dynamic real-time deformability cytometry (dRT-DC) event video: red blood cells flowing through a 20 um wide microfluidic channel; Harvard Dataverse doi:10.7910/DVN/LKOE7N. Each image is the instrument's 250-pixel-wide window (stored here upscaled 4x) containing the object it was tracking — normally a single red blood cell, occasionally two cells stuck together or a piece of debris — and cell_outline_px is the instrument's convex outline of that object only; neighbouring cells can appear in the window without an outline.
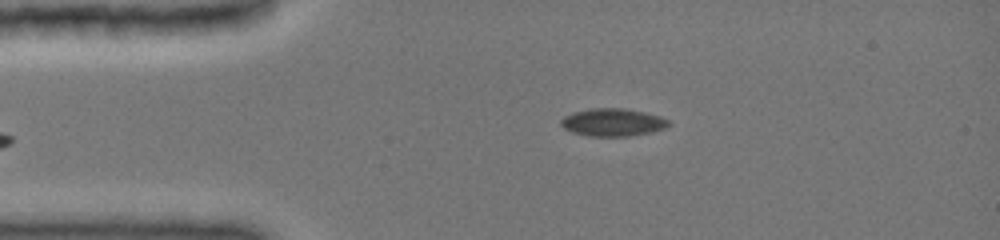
{"species": "common noctule bat (a hibernating species)", "species_latin": "Nyctalus noctula", "temperature_condition": "cold", "stored_images_in_passage": 3, "camera_frame_rate_fps": 3000, "um_per_image_px": 0.085, "animal": {"sex": "female", "body_mass_g": 19.0, "forearm_length_mm": 51.5}, "frame": {"image": 1, "passage_image": 1, "time_ms": 0.0, "image_size_px": [1000, 240], "cell_outline_px": [[672, 124], [664, 128], [652, 132], [628, 136], [588, 136], [572, 132], [564, 128], [560, 124], [560, 120], [564, 116], [572, 112], [592, 108], [624, 108], [644, 112], [660, 116], [668, 120]], "centroid_in_image_um": [52.07, 10.39], "position_along_channel_um": 32.9, "area_um2": 17.46}}